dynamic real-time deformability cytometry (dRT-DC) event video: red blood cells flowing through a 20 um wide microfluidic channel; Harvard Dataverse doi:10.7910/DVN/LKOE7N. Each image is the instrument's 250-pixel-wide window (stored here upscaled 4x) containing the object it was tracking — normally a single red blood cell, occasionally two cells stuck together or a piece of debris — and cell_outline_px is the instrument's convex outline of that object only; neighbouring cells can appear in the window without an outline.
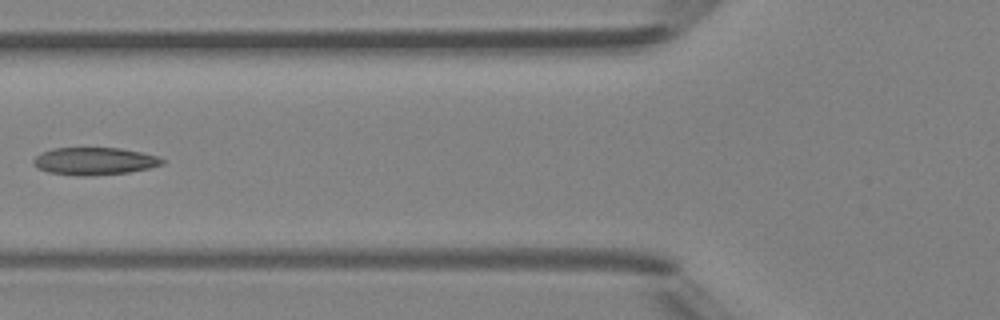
{"species": "Egyptian fruit bat (a non-hibernating species)", "species_latin": "Rousettus aegyptiacus", "temperature_condition": "room temperature", "stored_images_in_passage": 6, "camera_frame_rate_fps": 3000, "um_per_image_px": 0.085, "animal": {"sex": "female"}, "frame": {"image": 1, "passage_image": 6, "time_ms": 5.667, "image_size_px": [1000, 320], "cell_outline_px": [[164, 164], [148, 168], [128, 172], [84, 176], [48, 172], [36, 168], [32, 164], [32, 160], [40, 152], [52, 148], [120, 148], [140, 152], [156, 156], [164, 160]], "centroid_in_image_um": [7.96, 13.69], "position_along_channel_um": 117.8, "area_um2": 20.52}}